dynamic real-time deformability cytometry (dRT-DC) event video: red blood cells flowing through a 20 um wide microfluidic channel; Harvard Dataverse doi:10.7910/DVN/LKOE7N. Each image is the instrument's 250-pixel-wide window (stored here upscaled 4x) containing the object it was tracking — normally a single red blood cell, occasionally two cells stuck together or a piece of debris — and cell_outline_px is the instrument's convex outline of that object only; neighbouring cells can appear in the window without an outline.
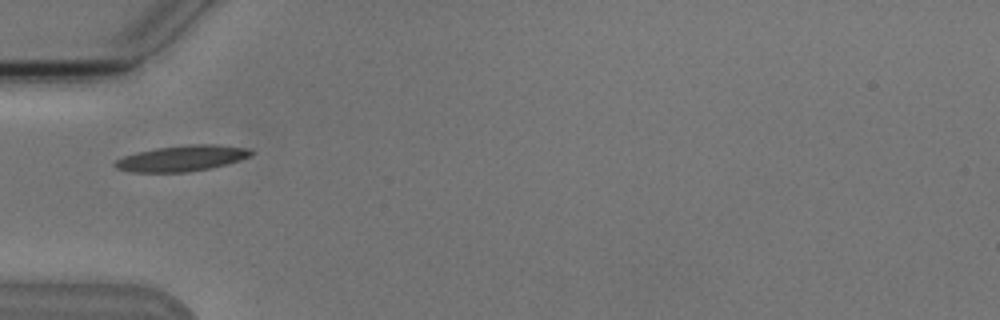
{"species": "Egyptian fruit bat (a non-hibernating species)", "species_latin": "Rousettus aegyptiacus", "temperature_condition": "cold", "stored_images_in_passage": 4, "camera_frame_rate_fps": 3000, "um_per_image_px": 0.085, "animal": {"sex": "male"}, "frame": {"image": 1, "passage_image": 1, "time_ms": 0.0, "image_size_px": [1000, 320], "cell_outline_px": [[256, 152], [252, 156], [228, 164], [212, 168], [188, 172], [132, 172], [116, 168], [112, 164], [116, 160], [124, 156], [136, 152], [156, 148], [192, 144], [216, 144], [252, 148]], "centroid_in_image_um": [15.54, 13.45], "position_along_channel_um": 69.5, "area_um2": 20.81}}
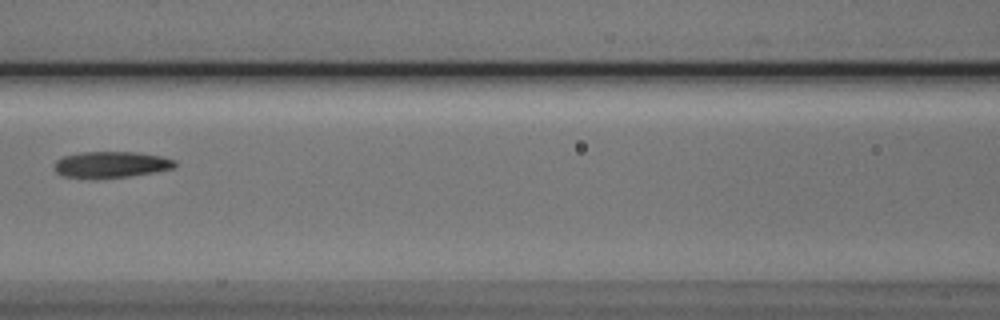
{"frame": {"image": 2, "passage_image": 3, "time_ms": 2.333, "image_size_px": [1000, 320], "cell_outline_px": [[176, 164], [172, 168], [156, 172], [128, 176], [64, 176], [56, 172], [52, 164], [56, 160], [64, 156], [80, 152], [136, 152], [160, 156], [176, 160]], "centroid_in_image_um": [9.45, 13.95], "position_along_channel_um": 157.1, "area_um2": 17.86}}
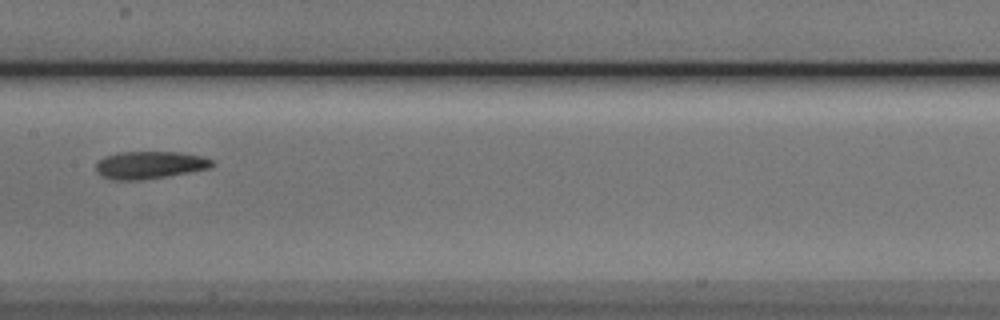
{"frame": {"image": 3, "passage_image": 4, "time_ms": 3.333, "image_size_px": [1000, 320], "cell_outline_px": [[216, 164], [212, 168], [192, 172], [168, 176], [140, 180], [112, 180], [100, 176], [96, 172], [96, 164], [104, 156], [120, 152], [180, 152], [200, 156], [212, 160]], "centroid_in_image_um": [12.74, 14.03], "position_along_channel_um": 194.7, "area_um2": 18.84}}